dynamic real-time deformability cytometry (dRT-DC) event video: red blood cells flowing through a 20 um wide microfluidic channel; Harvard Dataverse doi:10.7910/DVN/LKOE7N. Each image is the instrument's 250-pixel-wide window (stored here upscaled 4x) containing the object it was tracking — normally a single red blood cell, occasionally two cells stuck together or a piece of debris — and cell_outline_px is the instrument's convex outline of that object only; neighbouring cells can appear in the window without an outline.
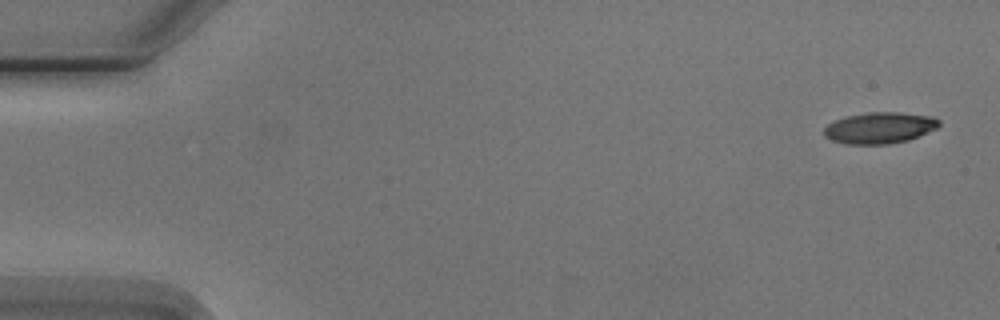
{"species": "Egyptian fruit bat (a non-hibernating species)", "species_latin": "Rousettus aegyptiacus", "temperature_condition": "cold", "stored_images_in_passage": 6, "camera_frame_rate_fps": 3000, "um_per_image_px": 0.085, "animal": {"sex": "male"}, "frame": {"image": 1, "passage_image": 1, "time_ms": 0.0, "image_size_px": [1000, 320], "cell_outline_px": [[940, 124], [936, 128], [920, 136], [908, 140], [888, 144], [844, 144], [832, 140], [824, 136], [824, 128], [828, 124], [836, 120], [848, 116], [868, 112], [900, 112], [932, 116], [940, 120]], "centroid_in_image_um": [74.78, 10.87], "position_along_channel_um": 10.2, "area_um2": 20.98}}
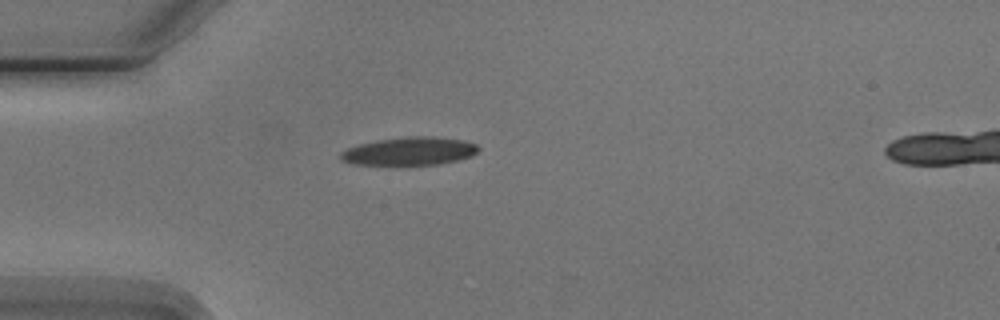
{"frame": {"image": 2, "passage_image": 5, "time_ms": 4.333, "image_size_px": [1000, 320], "cell_outline_px": [[480, 148], [472, 156], [440, 164], [408, 168], [388, 168], [352, 164], [340, 160], [340, 152], [348, 148], [360, 144], [380, 140], [404, 136], [436, 136], [464, 140], [476, 144]], "centroid_in_image_um": [34.76, 12.92], "position_along_channel_um": 50.2, "area_um2": 23.99}}